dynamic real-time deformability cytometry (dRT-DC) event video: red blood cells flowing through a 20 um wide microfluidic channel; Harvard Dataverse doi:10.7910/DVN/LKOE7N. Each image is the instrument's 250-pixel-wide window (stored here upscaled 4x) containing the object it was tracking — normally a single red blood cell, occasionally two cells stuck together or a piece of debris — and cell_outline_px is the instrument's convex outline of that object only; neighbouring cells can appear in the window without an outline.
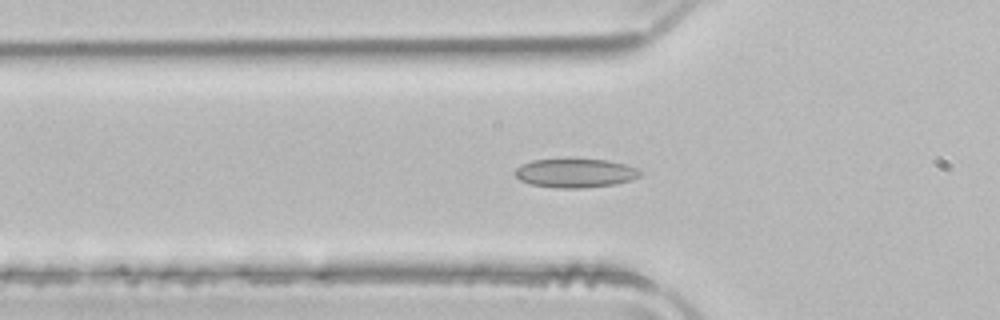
{"species": "common noctule bat (a hibernating species)", "species_latin": "Nyctalus noctula", "temperature_condition": "room temperature", "stored_images_in_passage": 40, "camera_frame_rate_fps": 3000, "um_per_image_px": 0.085, "animal": {"sex": "male", "body_mass_g": 21.5, "forearm_length_mm": 52.0}, "frame": {"image": 1, "passage_image": 11, "time_ms": 3.333, "image_size_px": [1000, 320], "cell_outline_px": [[644, 172], [640, 176], [632, 180], [616, 184], [584, 188], [556, 188], [532, 184], [520, 180], [512, 172], [520, 164], [532, 160], [608, 160], [624, 164], [636, 168]], "centroid_in_image_um": [48.91, 14.72], "position_along_channel_um": 76.9, "area_um2": 21.04}}
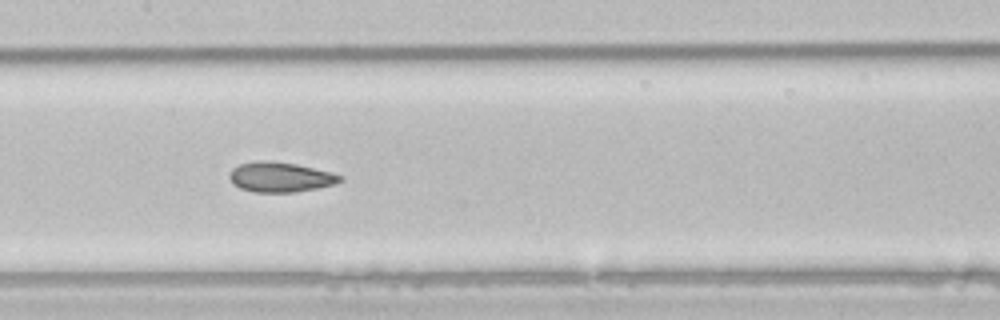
{"frame": {"image": 2, "passage_image": 19, "time_ms": 6.0, "image_size_px": [1000, 320], "cell_outline_px": [[344, 180], [336, 184], [296, 192], [256, 192], [240, 188], [232, 184], [228, 176], [228, 172], [232, 168], [240, 164], [260, 160], [264, 160], [296, 164], [332, 172], [344, 176]], "centroid_in_image_um": [23.83, 15.05], "position_along_channel_um": 183.6, "area_um2": 19.48}}
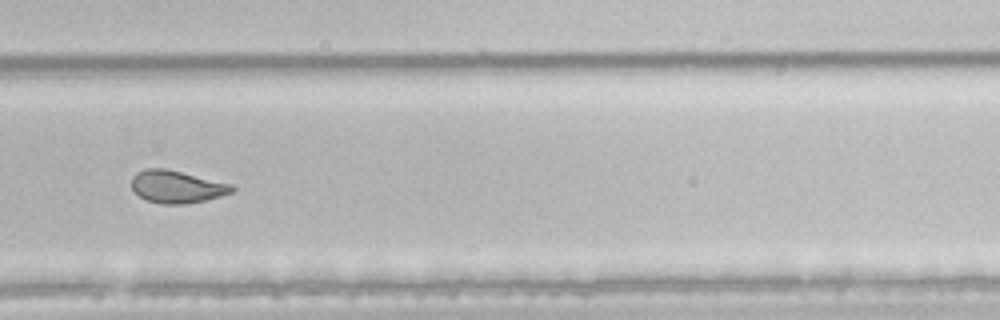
{"frame": {"image": 3, "passage_image": 29, "time_ms": 9.333, "image_size_px": [1000, 320], "cell_outline_px": [[236, 188], [232, 192], [220, 196], [204, 200], [184, 204], [160, 204], [148, 200], [140, 196], [132, 188], [132, 176], [136, 172], [144, 168], [164, 168], [232, 184]], "centroid_in_image_um": [15.01, 15.86], "position_along_channel_um": 314.8, "area_um2": 18.84}, "authors_computed_cell_mechanics": {"area_um2": 20.519, "velocity_mm_per_s": 3.9618, "shape_relaxation_time_tau1_ms": null, "shape_relaxation_time_tau2_ms": 2.0167, "deformation_change_tau1": null, "deformation_change_tau2": 0.0778}}